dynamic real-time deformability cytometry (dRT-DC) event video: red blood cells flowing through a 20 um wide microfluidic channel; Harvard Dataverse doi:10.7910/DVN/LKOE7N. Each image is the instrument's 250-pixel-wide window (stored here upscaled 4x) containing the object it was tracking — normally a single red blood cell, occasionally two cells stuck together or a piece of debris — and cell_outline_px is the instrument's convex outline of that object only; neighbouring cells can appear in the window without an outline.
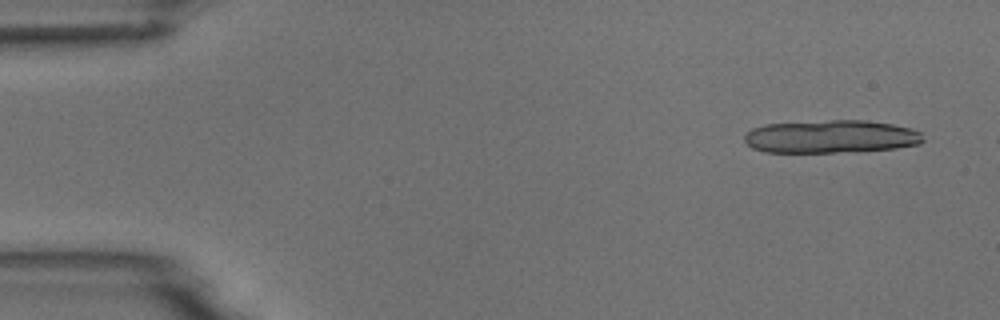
{"species": "common noctule bat (a hibernating species)", "species_latin": "Nyctalus noctula", "temperature_condition": "room temperature", "stored_images_in_passage": 3, "camera_frame_rate_fps": 3000, "um_per_image_px": 0.085, "animal": {"sex": "male", "body_mass_g": 18.8}, "frame": {"image": 1, "passage_image": 1, "time_ms": 0.0, "image_size_px": [1000, 320], "cell_outline_px": [[924, 140], [920, 144], [896, 148], [836, 152], [764, 152], [752, 148], [744, 140], [744, 136], [752, 128], [764, 124], [832, 120], [864, 120], [892, 124], [912, 128], [920, 132]], "centroid_in_image_um": [70.62, 11.6], "position_along_channel_um": 14.4, "area_um2": 34.28}}